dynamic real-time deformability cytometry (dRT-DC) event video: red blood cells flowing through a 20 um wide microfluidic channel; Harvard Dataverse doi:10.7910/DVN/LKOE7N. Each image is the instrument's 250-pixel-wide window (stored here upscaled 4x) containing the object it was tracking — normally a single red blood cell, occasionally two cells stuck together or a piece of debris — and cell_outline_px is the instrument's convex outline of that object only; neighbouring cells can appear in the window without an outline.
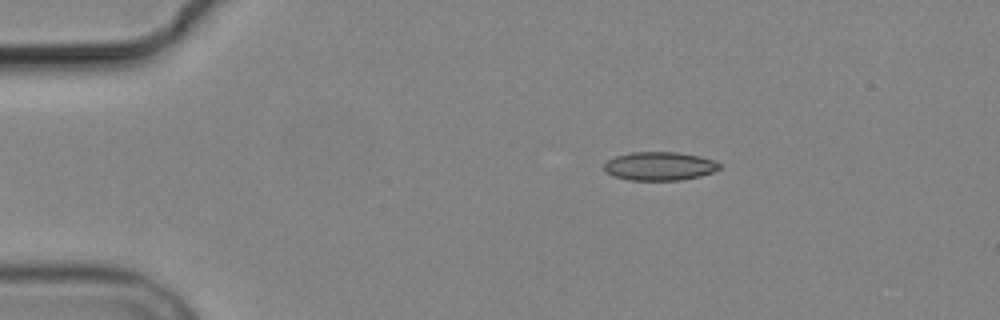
{"species": "common noctule bat (a hibernating species)", "species_latin": "Nyctalus noctula", "temperature_condition": "cold", "stored_images_in_passage": 3, "camera_frame_rate_fps": 3000, "um_per_image_px": 0.085, "animal": {"sex": "male", "body_mass_g": 19.2, "forearm_length_mm": 51.8}, "frame": {"image": 1, "passage_image": 3, "time_ms": 2.0, "image_size_px": [1000, 320], "cell_outline_px": [[720, 168], [712, 172], [700, 176], [680, 180], [628, 180], [612, 176], [604, 172], [604, 164], [608, 160], [616, 156], [632, 152], [676, 152], [700, 156], [716, 160], [720, 164]], "centroid_in_image_um": [56.05, 14.12], "position_along_channel_um": 29.0, "area_um2": 19.31}}